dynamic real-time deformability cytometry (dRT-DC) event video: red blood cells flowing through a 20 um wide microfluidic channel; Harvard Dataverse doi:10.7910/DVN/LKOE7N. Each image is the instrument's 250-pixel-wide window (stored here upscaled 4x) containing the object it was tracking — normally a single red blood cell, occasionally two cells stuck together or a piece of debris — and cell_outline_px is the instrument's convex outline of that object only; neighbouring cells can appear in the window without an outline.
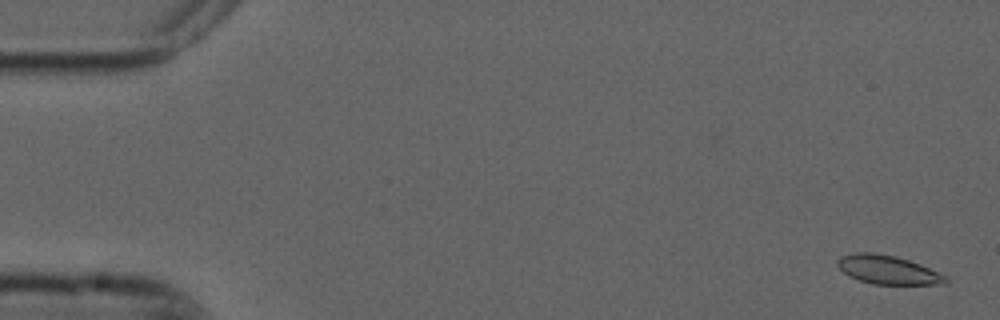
{"species": "common noctule bat (a hibernating species)", "species_latin": "Nyctalus noctula", "temperature_condition": "cold", "stored_images_in_passage": 5, "camera_frame_rate_fps": 3000, "um_per_image_px": 0.085, "animal": {"sex": "male", "forearm_length_mm": 52.5}, "frame": {"image": 1, "passage_image": 1, "time_ms": 0.0, "image_size_px": [1000, 320], "cell_outline_px": [[948, 284], [872, 284], [848, 276], [836, 264], [836, 260], [840, 256], [856, 252], [872, 252], [896, 256], [920, 264], [948, 276]], "centroid_in_image_um": [75.47, 22.93], "position_along_channel_um": 9.5, "area_um2": 18.21}}
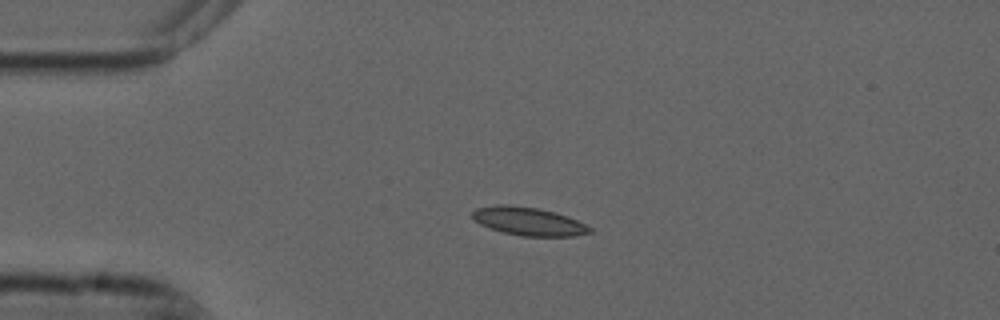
{"frame": {"image": 2, "passage_image": 4, "time_ms": 1.0, "image_size_px": [1000, 320], "cell_outline_px": [[596, 232], [576, 236], [524, 236], [504, 232], [488, 228], [472, 220], [472, 212], [476, 208], [496, 204], [508, 204], [536, 208], [556, 212], [568, 216], [592, 228]], "centroid_in_image_um": [44.93, 18.81], "position_along_channel_um": 40.1, "area_um2": 19.54}}